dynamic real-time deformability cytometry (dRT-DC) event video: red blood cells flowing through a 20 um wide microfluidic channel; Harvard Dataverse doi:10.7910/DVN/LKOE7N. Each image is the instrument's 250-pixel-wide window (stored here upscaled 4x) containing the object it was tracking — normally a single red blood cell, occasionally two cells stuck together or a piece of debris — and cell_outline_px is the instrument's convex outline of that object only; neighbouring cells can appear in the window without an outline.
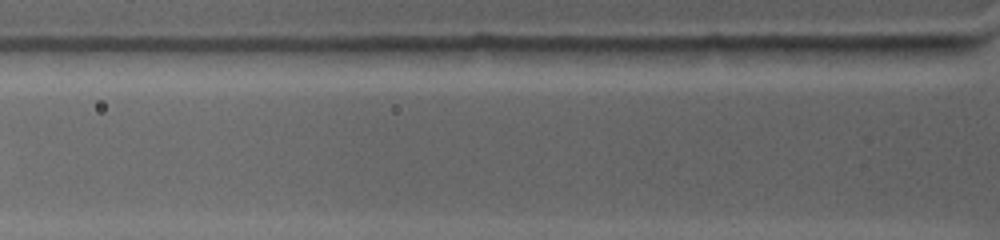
{"species": "common noctule bat (a hibernating species)", "species_latin": "Nyctalus noctula", "temperature_condition": "warm", "stored_images_in_passage": 2, "camera_frame_rate_fps": 4500, "um_per_image_px": 0.085, "animal": {"sex": "female", "body_mass_g": 19.0, "forearm_length_mm": 53.3}, "frame": {"image": 1, "passage_image": 2, "time_ms": 0.444, "image_size_px": [1000, 240], "cell_outline_px": [[956, 44], [952, 48], [872, 64], [828, 48], [876, 44]], "centroid_in_image_um": [75.59, 4.36], "position_along_channel_um": 50.2, "area_um2": 10.12}}